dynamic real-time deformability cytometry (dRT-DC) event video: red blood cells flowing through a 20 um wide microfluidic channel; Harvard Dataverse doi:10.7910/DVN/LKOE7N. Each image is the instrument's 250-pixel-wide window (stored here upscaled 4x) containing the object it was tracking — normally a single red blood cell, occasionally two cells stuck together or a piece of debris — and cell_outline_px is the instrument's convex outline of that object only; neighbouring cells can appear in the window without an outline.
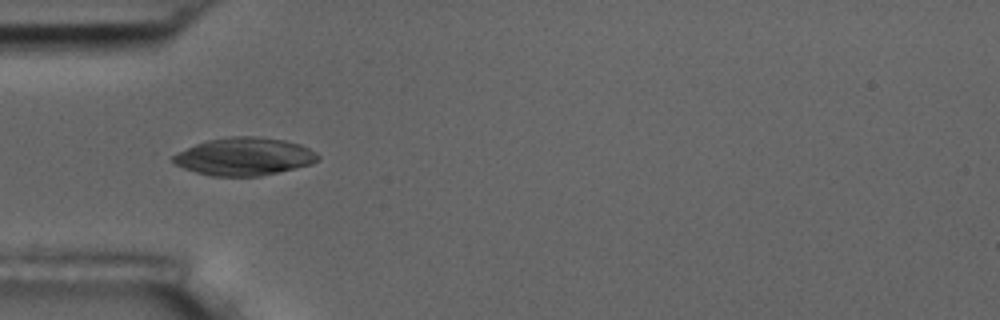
{"species": "common noctule bat (a hibernating species)", "species_latin": "Nyctalus noctula", "temperature_condition": "room temperature", "stored_images_in_passage": 9, "camera_frame_rate_fps": 3000, "um_per_image_px": 0.085, "animal": {"sex": "male", "body_mass_g": 17.5, "forearm_length_mm": 52.3}, "frame": {"image": 1, "passage_image": 4, "time_ms": 3.333, "image_size_px": [1000, 320], "cell_outline_px": [[320, 160], [312, 164], [260, 176], [212, 176], [196, 172], [184, 168], [176, 164], [172, 160], [172, 156], [176, 152], [196, 144], [208, 140], [232, 136], [256, 136], [284, 140], [300, 144], [316, 152], [320, 156]], "centroid_in_image_um": [20.77, 13.3], "position_along_channel_um": 64.2, "area_um2": 31.85}}
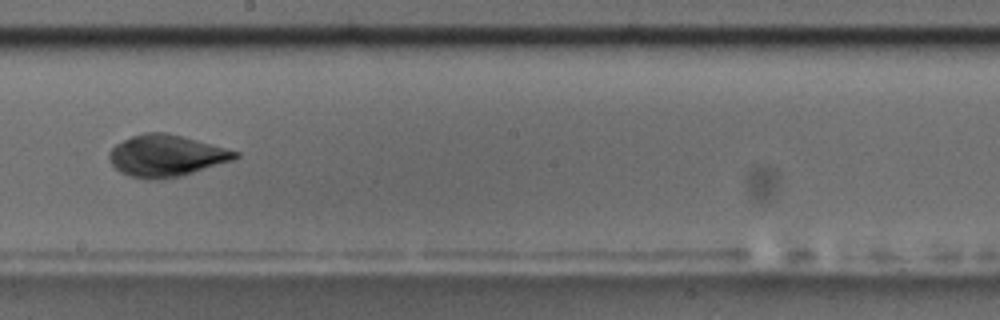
{"frame": {"image": 2, "passage_image": 8, "time_ms": 8.0, "image_size_px": [1000, 320], "cell_outline_px": [[240, 156], [232, 160], [180, 176], [160, 180], [148, 180], [132, 176], [120, 172], [112, 164], [108, 156], [108, 152], [116, 144], [132, 136], [144, 132], [164, 132], [196, 140], [240, 152]], "centroid_in_image_um": [14.1, 13.24], "position_along_channel_um": 234.1, "area_um2": 30.29}}
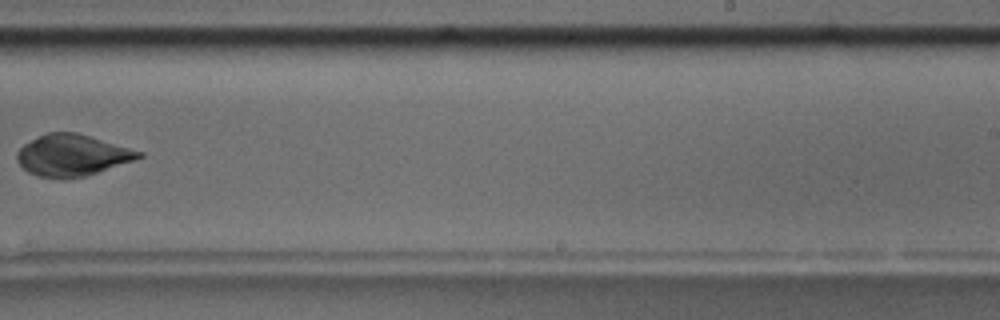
{"frame": {"image": 3, "passage_image": 9, "time_ms": 9.333, "image_size_px": [1000, 320], "cell_outline_px": [[144, 156], [84, 176], [40, 176], [28, 172], [16, 160], [16, 152], [24, 144], [48, 132], [76, 132], [144, 152]], "centroid_in_image_um": [6.12, 13.16], "position_along_channel_um": 282.9, "area_um2": 28.44}}